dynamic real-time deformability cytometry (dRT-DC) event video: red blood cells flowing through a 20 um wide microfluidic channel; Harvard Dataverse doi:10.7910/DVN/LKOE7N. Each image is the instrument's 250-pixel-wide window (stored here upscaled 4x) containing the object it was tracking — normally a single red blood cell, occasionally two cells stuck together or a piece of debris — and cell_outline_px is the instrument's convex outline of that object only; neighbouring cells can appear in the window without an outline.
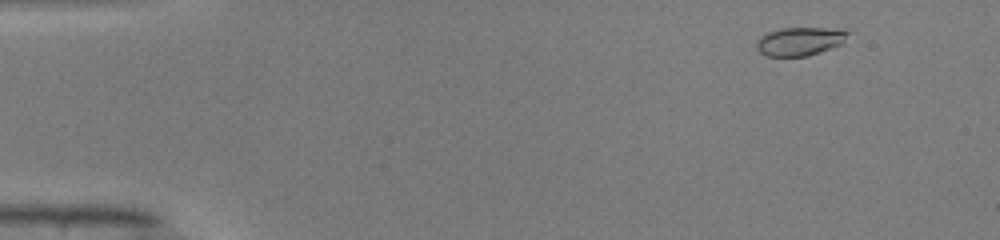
{"species": "common noctule bat (a hibernating species)", "species_latin": "Nyctalus noctula", "temperature_condition": "warm", "stored_images_in_passage": 11, "camera_frame_rate_fps": 3000, "um_per_image_px": 0.085, "animal": {"sex": "male", "body_mass_g": 19.0, "forearm_length_mm": 50.8}, "frame": {"image": 1, "passage_image": 4, "time_ms": 1.0, "image_size_px": [1000, 240], "cell_outline_px": [[848, 32], [844, 44], [808, 56], [768, 56], [760, 52], [756, 48], [756, 40], [760, 36], [768, 32], [780, 28], [844, 28]], "centroid_in_image_um": [68.01, 3.5], "position_along_channel_um": 17.0, "area_um2": 15.37}}